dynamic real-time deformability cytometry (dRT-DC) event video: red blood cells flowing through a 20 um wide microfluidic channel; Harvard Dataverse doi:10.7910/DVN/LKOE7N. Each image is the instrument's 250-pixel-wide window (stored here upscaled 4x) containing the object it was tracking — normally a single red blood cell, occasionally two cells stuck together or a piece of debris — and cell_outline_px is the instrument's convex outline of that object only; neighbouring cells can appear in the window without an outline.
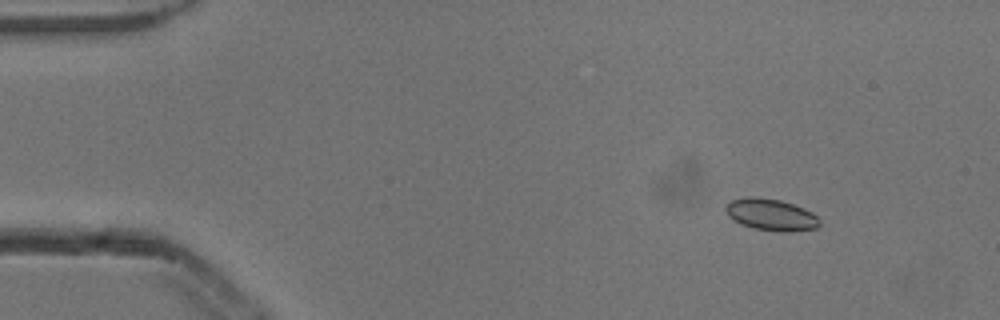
{"species": "common noctule bat (a hibernating species)", "species_latin": "Nyctalus noctula", "temperature_condition": "cold", "stored_images_in_passage": 5, "camera_frame_rate_fps": 3000, "um_per_image_px": 0.085, "animal": {"sex": "male", "body_mass_g": 13.3}, "frame": {"image": 1, "passage_image": 2, "time_ms": 0.333, "image_size_px": [1000, 320], "cell_outline_px": [[820, 224], [816, 228], [788, 232], [780, 232], [752, 228], [740, 224], [732, 220], [728, 216], [724, 208], [724, 204], [732, 200], [748, 196], [752, 196], [780, 200], [804, 208], [812, 212], [820, 220]], "centroid_in_image_um": [65.49, 18.25], "position_along_channel_um": 19.5, "area_um2": 17.57}}
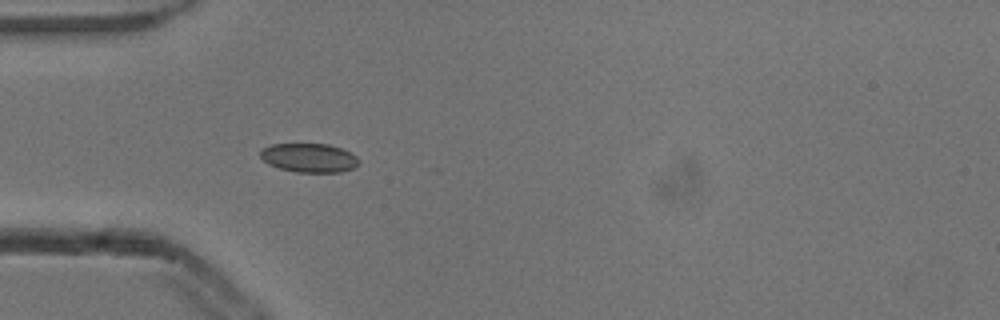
{"frame": {"image": 2, "passage_image": 5, "time_ms": 1.333, "image_size_px": [1000, 320], "cell_outline_px": [[360, 164], [352, 168], [340, 172], [296, 172], [280, 168], [268, 164], [260, 156], [260, 152], [264, 148], [272, 144], [328, 144], [340, 148], [356, 156], [360, 160]], "centroid_in_image_um": [26.28, 13.42], "position_along_channel_um": 58.7, "area_um2": 16.47}}